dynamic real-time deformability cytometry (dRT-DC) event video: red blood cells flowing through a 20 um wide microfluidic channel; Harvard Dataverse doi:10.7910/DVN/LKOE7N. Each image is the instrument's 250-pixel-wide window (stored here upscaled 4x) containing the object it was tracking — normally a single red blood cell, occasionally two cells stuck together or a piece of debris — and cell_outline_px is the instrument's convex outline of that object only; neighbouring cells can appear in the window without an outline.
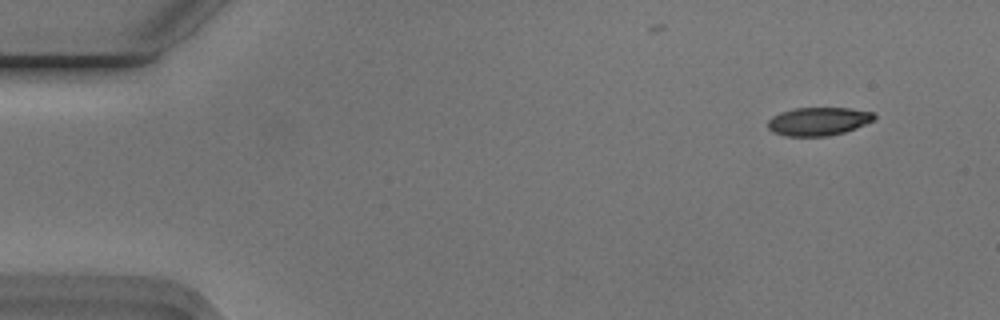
{"species": "Egyptian fruit bat (a non-hibernating species)", "species_latin": "Rousettus aegyptiacus", "temperature_condition": "cold", "stored_images_in_passage": 6, "segment_of_instrument_passage": [2, 2], "camera_frame_rate_fps": 3000, "um_per_image_px": 0.085, "animal": {"sex": "male"}, "frame": {"image": 1, "passage_image": 6, "time_ms": 1.667, "image_size_px": [1000, 320], "cell_outline_px": [[876, 120], [844, 132], [828, 136], [784, 136], [772, 132], [768, 128], [768, 120], [772, 116], [780, 112], [792, 108], [852, 108], [872, 112], [876, 116]], "centroid_in_image_um": [69.55, 10.31], "position_along_channel_um": 15.4, "area_um2": 17.69}}